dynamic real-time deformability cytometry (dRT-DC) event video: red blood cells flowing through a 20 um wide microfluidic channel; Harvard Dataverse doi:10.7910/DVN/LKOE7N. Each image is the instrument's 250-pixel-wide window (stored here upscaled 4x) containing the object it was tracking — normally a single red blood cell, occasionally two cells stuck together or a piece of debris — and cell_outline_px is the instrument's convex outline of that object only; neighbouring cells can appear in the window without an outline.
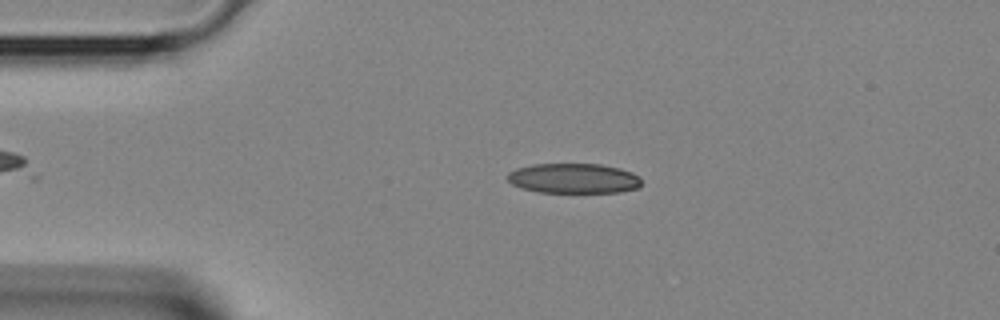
{"species": "Egyptian fruit bat (a non-hibernating species)", "species_latin": "Rousettus aegyptiacus", "temperature_condition": "room temperature", "stored_images_in_passage": 30, "camera_frame_rate_fps": 3000, "um_per_image_px": 0.085, "animal": {"sex": "female"}, "frame": {"image": 1, "passage_image": 7, "time_ms": 2.0, "image_size_px": [1000, 320], "cell_outline_px": [[640, 188], [620, 192], [536, 192], [520, 188], [512, 184], [504, 176], [508, 172], [516, 168], [532, 164], [600, 164], [620, 168], [632, 172], [640, 176]], "centroid_in_image_um": [48.73, 15.16], "position_along_channel_um": 36.3, "area_um2": 23.7}}
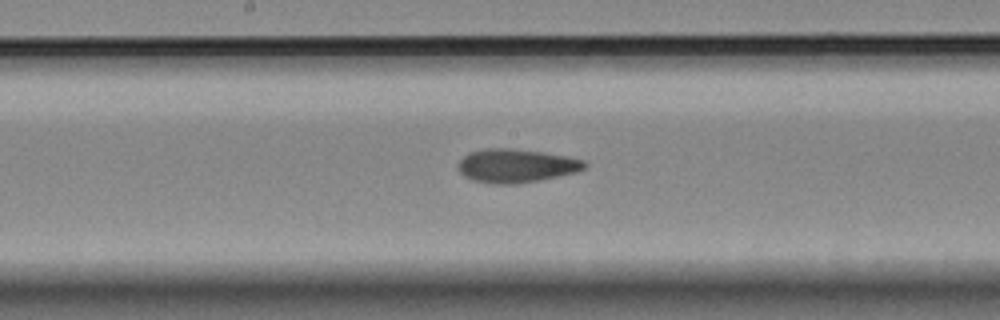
{"frame": {"image": 2, "passage_image": 19, "time_ms": 6.0, "image_size_px": [1000, 320], "cell_outline_px": [[588, 164], [584, 168], [576, 172], [516, 184], [492, 184], [472, 180], [464, 176], [460, 172], [460, 160], [468, 152], [484, 148], [512, 148], [544, 152], [584, 160]], "centroid_in_image_um": [43.85, 14.08], "position_along_channel_um": 204.4, "area_um2": 24.57}}
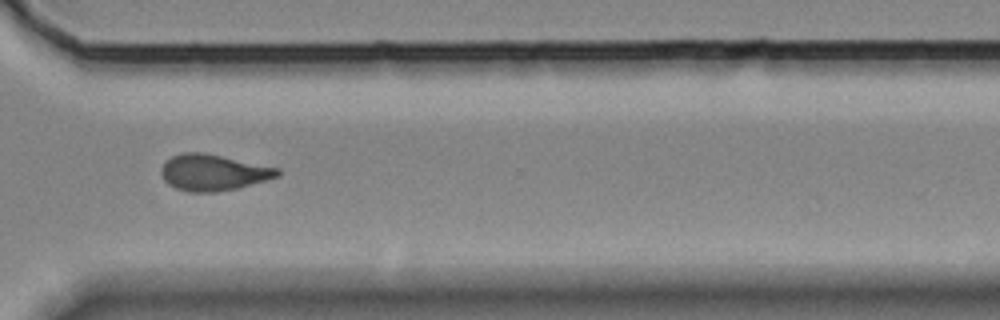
{"frame": {"image": 3, "passage_image": 28, "time_ms": 9.0, "image_size_px": [1000, 320], "cell_outline_px": [[280, 176], [236, 188], [216, 192], [188, 192], [176, 188], [168, 184], [164, 180], [160, 172], [160, 168], [172, 156], [184, 152], [204, 152], [280, 168]], "centroid_in_image_um": [18.12, 14.66], "position_along_channel_um": 352.5, "area_um2": 24.51}}